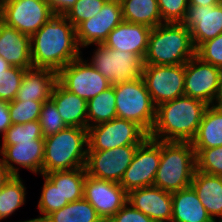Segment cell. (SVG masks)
Instances as JSON below:
<instances>
[{"label": "cell", "instance_id": "6da1fadb", "mask_svg": "<svg viewBox=\"0 0 222 222\" xmlns=\"http://www.w3.org/2000/svg\"><path fill=\"white\" fill-rule=\"evenodd\" d=\"M33 68L58 72L82 55L75 27L64 15H54L30 37Z\"/></svg>", "mask_w": 222, "mask_h": 222}, {"label": "cell", "instance_id": "7a4b0ae2", "mask_svg": "<svg viewBox=\"0 0 222 222\" xmlns=\"http://www.w3.org/2000/svg\"><path fill=\"white\" fill-rule=\"evenodd\" d=\"M208 106L186 95L160 104L149 137L160 141L191 142Z\"/></svg>", "mask_w": 222, "mask_h": 222}, {"label": "cell", "instance_id": "3957f363", "mask_svg": "<svg viewBox=\"0 0 222 222\" xmlns=\"http://www.w3.org/2000/svg\"><path fill=\"white\" fill-rule=\"evenodd\" d=\"M195 55L191 32L185 25L162 23L150 32L143 62L148 65H179Z\"/></svg>", "mask_w": 222, "mask_h": 222}, {"label": "cell", "instance_id": "277c9868", "mask_svg": "<svg viewBox=\"0 0 222 222\" xmlns=\"http://www.w3.org/2000/svg\"><path fill=\"white\" fill-rule=\"evenodd\" d=\"M87 153V128L68 126L60 132L44 138L42 174L83 168Z\"/></svg>", "mask_w": 222, "mask_h": 222}, {"label": "cell", "instance_id": "5b68a950", "mask_svg": "<svg viewBox=\"0 0 222 222\" xmlns=\"http://www.w3.org/2000/svg\"><path fill=\"white\" fill-rule=\"evenodd\" d=\"M196 153L191 142L161 141V159L154 186L175 192L191 185Z\"/></svg>", "mask_w": 222, "mask_h": 222}, {"label": "cell", "instance_id": "8992f818", "mask_svg": "<svg viewBox=\"0 0 222 222\" xmlns=\"http://www.w3.org/2000/svg\"><path fill=\"white\" fill-rule=\"evenodd\" d=\"M116 113L118 118L131 120L148 134L156 120V106L142 77L114 85Z\"/></svg>", "mask_w": 222, "mask_h": 222}, {"label": "cell", "instance_id": "52a82bcc", "mask_svg": "<svg viewBox=\"0 0 222 222\" xmlns=\"http://www.w3.org/2000/svg\"><path fill=\"white\" fill-rule=\"evenodd\" d=\"M90 64L98 70L111 85L120 84L142 77L143 59L127 51L96 44Z\"/></svg>", "mask_w": 222, "mask_h": 222}, {"label": "cell", "instance_id": "ba28073f", "mask_svg": "<svg viewBox=\"0 0 222 222\" xmlns=\"http://www.w3.org/2000/svg\"><path fill=\"white\" fill-rule=\"evenodd\" d=\"M54 15L46 0H0V20L29 37Z\"/></svg>", "mask_w": 222, "mask_h": 222}, {"label": "cell", "instance_id": "9c48e42d", "mask_svg": "<svg viewBox=\"0 0 222 222\" xmlns=\"http://www.w3.org/2000/svg\"><path fill=\"white\" fill-rule=\"evenodd\" d=\"M88 150H107L125 145H140L149 134L136 122L114 118L88 127Z\"/></svg>", "mask_w": 222, "mask_h": 222}, {"label": "cell", "instance_id": "30bf717a", "mask_svg": "<svg viewBox=\"0 0 222 222\" xmlns=\"http://www.w3.org/2000/svg\"><path fill=\"white\" fill-rule=\"evenodd\" d=\"M142 78L156 107L185 95V64H144Z\"/></svg>", "mask_w": 222, "mask_h": 222}, {"label": "cell", "instance_id": "8fae6325", "mask_svg": "<svg viewBox=\"0 0 222 222\" xmlns=\"http://www.w3.org/2000/svg\"><path fill=\"white\" fill-rule=\"evenodd\" d=\"M57 81L87 102L111 86L110 82L82 56L57 72Z\"/></svg>", "mask_w": 222, "mask_h": 222}, {"label": "cell", "instance_id": "7c38bea8", "mask_svg": "<svg viewBox=\"0 0 222 222\" xmlns=\"http://www.w3.org/2000/svg\"><path fill=\"white\" fill-rule=\"evenodd\" d=\"M161 159V141L149 136L137 147L133 160L125 170L120 186L129 193L154 185Z\"/></svg>", "mask_w": 222, "mask_h": 222}, {"label": "cell", "instance_id": "4fadbf2b", "mask_svg": "<svg viewBox=\"0 0 222 222\" xmlns=\"http://www.w3.org/2000/svg\"><path fill=\"white\" fill-rule=\"evenodd\" d=\"M139 145H125L107 150H88L86 175L120 183Z\"/></svg>", "mask_w": 222, "mask_h": 222}, {"label": "cell", "instance_id": "5bb4252c", "mask_svg": "<svg viewBox=\"0 0 222 222\" xmlns=\"http://www.w3.org/2000/svg\"><path fill=\"white\" fill-rule=\"evenodd\" d=\"M84 198L95 208L102 220L107 222L128 202V193L119 183L86 175Z\"/></svg>", "mask_w": 222, "mask_h": 222}, {"label": "cell", "instance_id": "9a60e30c", "mask_svg": "<svg viewBox=\"0 0 222 222\" xmlns=\"http://www.w3.org/2000/svg\"><path fill=\"white\" fill-rule=\"evenodd\" d=\"M122 21L120 0H107L100 12L75 28L79 48L103 44L109 33Z\"/></svg>", "mask_w": 222, "mask_h": 222}, {"label": "cell", "instance_id": "2e32d148", "mask_svg": "<svg viewBox=\"0 0 222 222\" xmlns=\"http://www.w3.org/2000/svg\"><path fill=\"white\" fill-rule=\"evenodd\" d=\"M222 69L202 61L196 55L185 63L184 94L211 105Z\"/></svg>", "mask_w": 222, "mask_h": 222}, {"label": "cell", "instance_id": "e0dca14e", "mask_svg": "<svg viewBox=\"0 0 222 222\" xmlns=\"http://www.w3.org/2000/svg\"><path fill=\"white\" fill-rule=\"evenodd\" d=\"M191 32L195 49L222 34V3L216 6L189 5L182 21Z\"/></svg>", "mask_w": 222, "mask_h": 222}, {"label": "cell", "instance_id": "ac0fdd59", "mask_svg": "<svg viewBox=\"0 0 222 222\" xmlns=\"http://www.w3.org/2000/svg\"><path fill=\"white\" fill-rule=\"evenodd\" d=\"M128 203L155 222H171L172 192L154 185L134 189L128 193Z\"/></svg>", "mask_w": 222, "mask_h": 222}, {"label": "cell", "instance_id": "d6986e66", "mask_svg": "<svg viewBox=\"0 0 222 222\" xmlns=\"http://www.w3.org/2000/svg\"><path fill=\"white\" fill-rule=\"evenodd\" d=\"M0 155L3 164L13 176H19L20 166L32 171V173L42 175L44 139L1 146ZM15 164L19 167L14 166Z\"/></svg>", "mask_w": 222, "mask_h": 222}, {"label": "cell", "instance_id": "ffe728a7", "mask_svg": "<svg viewBox=\"0 0 222 222\" xmlns=\"http://www.w3.org/2000/svg\"><path fill=\"white\" fill-rule=\"evenodd\" d=\"M152 28L144 24L122 21L103 42L108 48L127 51L144 59Z\"/></svg>", "mask_w": 222, "mask_h": 222}, {"label": "cell", "instance_id": "44dd1931", "mask_svg": "<svg viewBox=\"0 0 222 222\" xmlns=\"http://www.w3.org/2000/svg\"><path fill=\"white\" fill-rule=\"evenodd\" d=\"M0 56L11 66L33 68L30 37L0 20Z\"/></svg>", "mask_w": 222, "mask_h": 222}, {"label": "cell", "instance_id": "7402d4cb", "mask_svg": "<svg viewBox=\"0 0 222 222\" xmlns=\"http://www.w3.org/2000/svg\"><path fill=\"white\" fill-rule=\"evenodd\" d=\"M56 82L57 72L52 69H26L16 99L45 102L51 98Z\"/></svg>", "mask_w": 222, "mask_h": 222}, {"label": "cell", "instance_id": "603a6c76", "mask_svg": "<svg viewBox=\"0 0 222 222\" xmlns=\"http://www.w3.org/2000/svg\"><path fill=\"white\" fill-rule=\"evenodd\" d=\"M50 99L67 126L88 129L86 100L65 89L58 81Z\"/></svg>", "mask_w": 222, "mask_h": 222}, {"label": "cell", "instance_id": "cb8c5ba5", "mask_svg": "<svg viewBox=\"0 0 222 222\" xmlns=\"http://www.w3.org/2000/svg\"><path fill=\"white\" fill-rule=\"evenodd\" d=\"M172 205L171 222H215L191 186L172 192Z\"/></svg>", "mask_w": 222, "mask_h": 222}, {"label": "cell", "instance_id": "d4e9b609", "mask_svg": "<svg viewBox=\"0 0 222 222\" xmlns=\"http://www.w3.org/2000/svg\"><path fill=\"white\" fill-rule=\"evenodd\" d=\"M210 217L222 216V176L195 171L191 185Z\"/></svg>", "mask_w": 222, "mask_h": 222}, {"label": "cell", "instance_id": "484cf974", "mask_svg": "<svg viewBox=\"0 0 222 222\" xmlns=\"http://www.w3.org/2000/svg\"><path fill=\"white\" fill-rule=\"evenodd\" d=\"M193 148H215L222 146V109L209 105L204 112L195 138Z\"/></svg>", "mask_w": 222, "mask_h": 222}, {"label": "cell", "instance_id": "4316f807", "mask_svg": "<svg viewBox=\"0 0 222 222\" xmlns=\"http://www.w3.org/2000/svg\"><path fill=\"white\" fill-rule=\"evenodd\" d=\"M123 21L154 28L162 23L157 0H120Z\"/></svg>", "mask_w": 222, "mask_h": 222}, {"label": "cell", "instance_id": "83f0119b", "mask_svg": "<svg viewBox=\"0 0 222 222\" xmlns=\"http://www.w3.org/2000/svg\"><path fill=\"white\" fill-rule=\"evenodd\" d=\"M59 188L63 199L68 203L84 198V180L86 178L85 167L54 171L45 174Z\"/></svg>", "mask_w": 222, "mask_h": 222}, {"label": "cell", "instance_id": "f1b7e54d", "mask_svg": "<svg viewBox=\"0 0 222 222\" xmlns=\"http://www.w3.org/2000/svg\"><path fill=\"white\" fill-rule=\"evenodd\" d=\"M41 222H104L95 208L85 199L68 203L53 211Z\"/></svg>", "mask_w": 222, "mask_h": 222}, {"label": "cell", "instance_id": "f546056e", "mask_svg": "<svg viewBox=\"0 0 222 222\" xmlns=\"http://www.w3.org/2000/svg\"><path fill=\"white\" fill-rule=\"evenodd\" d=\"M116 117L114 85L87 102L88 127L108 122Z\"/></svg>", "mask_w": 222, "mask_h": 222}, {"label": "cell", "instance_id": "4dcf8cb0", "mask_svg": "<svg viewBox=\"0 0 222 222\" xmlns=\"http://www.w3.org/2000/svg\"><path fill=\"white\" fill-rule=\"evenodd\" d=\"M19 176H12L0 191V220L12 215L25 204L26 187Z\"/></svg>", "mask_w": 222, "mask_h": 222}, {"label": "cell", "instance_id": "1f68e13d", "mask_svg": "<svg viewBox=\"0 0 222 222\" xmlns=\"http://www.w3.org/2000/svg\"><path fill=\"white\" fill-rule=\"evenodd\" d=\"M42 193L38 202V210L41 214L38 218H33V222H41L47 215L53 211L59 210L68 204L66 199H63L59 188H56L54 183L45 175Z\"/></svg>", "mask_w": 222, "mask_h": 222}, {"label": "cell", "instance_id": "d6a6232c", "mask_svg": "<svg viewBox=\"0 0 222 222\" xmlns=\"http://www.w3.org/2000/svg\"><path fill=\"white\" fill-rule=\"evenodd\" d=\"M44 139L39 120L25 124H12L2 135L1 146L19 144V142Z\"/></svg>", "mask_w": 222, "mask_h": 222}, {"label": "cell", "instance_id": "836d02e7", "mask_svg": "<svg viewBox=\"0 0 222 222\" xmlns=\"http://www.w3.org/2000/svg\"><path fill=\"white\" fill-rule=\"evenodd\" d=\"M43 102L34 100H17L9 102V115L12 124H25L37 121Z\"/></svg>", "mask_w": 222, "mask_h": 222}, {"label": "cell", "instance_id": "e575fe53", "mask_svg": "<svg viewBox=\"0 0 222 222\" xmlns=\"http://www.w3.org/2000/svg\"><path fill=\"white\" fill-rule=\"evenodd\" d=\"M196 170L215 176H222V146L215 148H194Z\"/></svg>", "mask_w": 222, "mask_h": 222}, {"label": "cell", "instance_id": "d590c367", "mask_svg": "<svg viewBox=\"0 0 222 222\" xmlns=\"http://www.w3.org/2000/svg\"><path fill=\"white\" fill-rule=\"evenodd\" d=\"M39 123L43 133V138L54 135L68 127L60 114L58 113L55 103L49 99L43 102Z\"/></svg>", "mask_w": 222, "mask_h": 222}, {"label": "cell", "instance_id": "8d00e7d4", "mask_svg": "<svg viewBox=\"0 0 222 222\" xmlns=\"http://www.w3.org/2000/svg\"><path fill=\"white\" fill-rule=\"evenodd\" d=\"M106 1L107 0H77L64 16L76 28L81 22L88 20L100 12Z\"/></svg>", "mask_w": 222, "mask_h": 222}, {"label": "cell", "instance_id": "74e56055", "mask_svg": "<svg viewBox=\"0 0 222 222\" xmlns=\"http://www.w3.org/2000/svg\"><path fill=\"white\" fill-rule=\"evenodd\" d=\"M25 70L11 66L0 73V100L11 102L16 98Z\"/></svg>", "mask_w": 222, "mask_h": 222}, {"label": "cell", "instance_id": "f35d334b", "mask_svg": "<svg viewBox=\"0 0 222 222\" xmlns=\"http://www.w3.org/2000/svg\"><path fill=\"white\" fill-rule=\"evenodd\" d=\"M164 23H182L189 7L188 0H157Z\"/></svg>", "mask_w": 222, "mask_h": 222}, {"label": "cell", "instance_id": "ab89813d", "mask_svg": "<svg viewBox=\"0 0 222 222\" xmlns=\"http://www.w3.org/2000/svg\"><path fill=\"white\" fill-rule=\"evenodd\" d=\"M196 56L202 61L222 69V34L202 43L196 49Z\"/></svg>", "mask_w": 222, "mask_h": 222}, {"label": "cell", "instance_id": "60d3db41", "mask_svg": "<svg viewBox=\"0 0 222 222\" xmlns=\"http://www.w3.org/2000/svg\"><path fill=\"white\" fill-rule=\"evenodd\" d=\"M107 222H155L128 202Z\"/></svg>", "mask_w": 222, "mask_h": 222}, {"label": "cell", "instance_id": "b9f144b4", "mask_svg": "<svg viewBox=\"0 0 222 222\" xmlns=\"http://www.w3.org/2000/svg\"><path fill=\"white\" fill-rule=\"evenodd\" d=\"M77 0H46L55 15H64Z\"/></svg>", "mask_w": 222, "mask_h": 222}, {"label": "cell", "instance_id": "7bdbcfd3", "mask_svg": "<svg viewBox=\"0 0 222 222\" xmlns=\"http://www.w3.org/2000/svg\"><path fill=\"white\" fill-rule=\"evenodd\" d=\"M11 125L9 102L0 100V133L3 135Z\"/></svg>", "mask_w": 222, "mask_h": 222}, {"label": "cell", "instance_id": "ee69618b", "mask_svg": "<svg viewBox=\"0 0 222 222\" xmlns=\"http://www.w3.org/2000/svg\"><path fill=\"white\" fill-rule=\"evenodd\" d=\"M12 176L13 175L3 164L2 159L0 158V191L2 190L4 185L11 179Z\"/></svg>", "mask_w": 222, "mask_h": 222}, {"label": "cell", "instance_id": "f6af8a7d", "mask_svg": "<svg viewBox=\"0 0 222 222\" xmlns=\"http://www.w3.org/2000/svg\"><path fill=\"white\" fill-rule=\"evenodd\" d=\"M212 107L222 109V72L219 79L218 89L214 100L211 103Z\"/></svg>", "mask_w": 222, "mask_h": 222}, {"label": "cell", "instance_id": "bcb514c9", "mask_svg": "<svg viewBox=\"0 0 222 222\" xmlns=\"http://www.w3.org/2000/svg\"><path fill=\"white\" fill-rule=\"evenodd\" d=\"M222 3V0H188L189 5L195 6H216Z\"/></svg>", "mask_w": 222, "mask_h": 222}, {"label": "cell", "instance_id": "7dc6e473", "mask_svg": "<svg viewBox=\"0 0 222 222\" xmlns=\"http://www.w3.org/2000/svg\"><path fill=\"white\" fill-rule=\"evenodd\" d=\"M9 67L11 65L0 56V73H4Z\"/></svg>", "mask_w": 222, "mask_h": 222}, {"label": "cell", "instance_id": "c3c4849f", "mask_svg": "<svg viewBox=\"0 0 222 222\" xmlns=\"http://www.w3.org/2000/svg\"><path fill=\"white\" fill-rule=\"evenodd\" d=\"M20 222H33V220H32V219H30V220H26V221H20Z\"/></svg>", "mask_w": 222, "mask_h": 222}]
</instances>
